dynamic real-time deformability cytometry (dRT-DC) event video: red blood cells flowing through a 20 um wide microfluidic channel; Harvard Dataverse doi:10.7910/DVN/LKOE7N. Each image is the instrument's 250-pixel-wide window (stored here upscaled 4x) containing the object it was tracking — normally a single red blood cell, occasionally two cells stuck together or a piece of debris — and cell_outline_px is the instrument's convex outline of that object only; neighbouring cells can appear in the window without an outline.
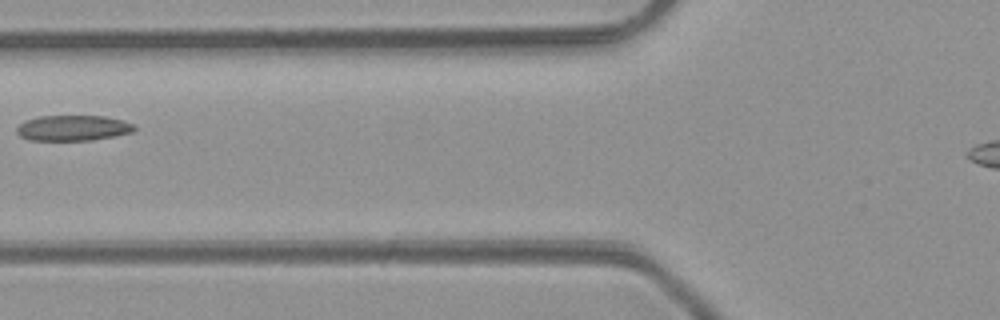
{"species": "common noctule bat (a hibernating species)", "species_latin": "Nyctalus noctula", "temperature_condition": "room temperature", "stored_images_in_passage": 5, "camera_frame_rate_fps": 3000, "um_per_image_px": 0.085, "animal": {"sex": "male", "body_mass_g": 23.1, "forearm_length_mm": 52.7}, "frame": {"image": 1, "passage_image": 5, "time_ms": 4.333, "image_size_px": [1000, 320], "cell_outline_px": [[136, 128], [132, 132], [116, 136], [92, 140], [28, 140], [20, 136], [16, 132], [16, 128], [24, 120], [40, 116], [104, 116], [124, 120], [132, 124]], "centroid_in_image_um": [6.19, 10.88], "position_along_channel_um": 119.6, "area_um2": 17.57}}